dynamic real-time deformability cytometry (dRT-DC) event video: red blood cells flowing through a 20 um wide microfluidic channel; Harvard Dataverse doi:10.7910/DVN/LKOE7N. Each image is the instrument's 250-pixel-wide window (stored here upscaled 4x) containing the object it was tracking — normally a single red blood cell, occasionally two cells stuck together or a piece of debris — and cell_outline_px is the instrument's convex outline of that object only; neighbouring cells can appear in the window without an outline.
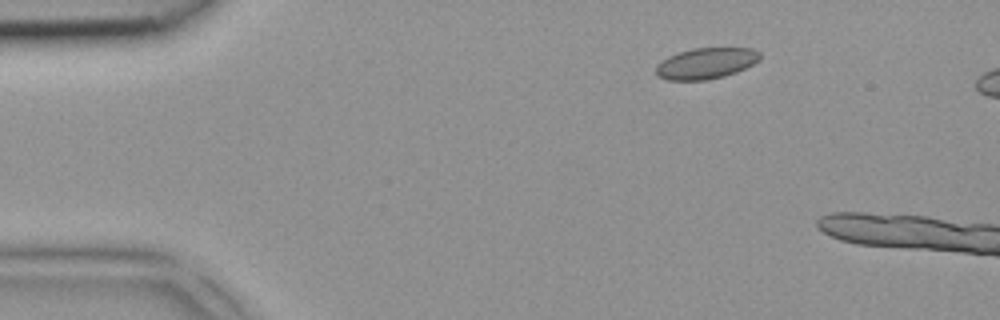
{"species": "common noctule bat (a hibernating species)", "species_latin": "Nyctalus noctula", "temperature_condition": "room temperature", "stored_images_in_passage": 3, "camera_frame_rate_fps": 3000, "um_per_image_px": 0.085, "animal": {"sex": "female", "body_mass_g": 18.4}, "frame": {"image": 1, "passage_image": 2, "time_ms": 0.333, "image_size_px": [1000, 320], "cell_outline_px": [[760, 60], [736, 72], [724, 76], [704, 80], [668, 80], [656, 76], [656, 64], [668, 56], [676, 52], [692, 48], [752, 48], [760, 52]], "centroid_in_image_um": [59.97, 5.37], "position_along_channel_um": 25.0, "area_um2": 18.9}}